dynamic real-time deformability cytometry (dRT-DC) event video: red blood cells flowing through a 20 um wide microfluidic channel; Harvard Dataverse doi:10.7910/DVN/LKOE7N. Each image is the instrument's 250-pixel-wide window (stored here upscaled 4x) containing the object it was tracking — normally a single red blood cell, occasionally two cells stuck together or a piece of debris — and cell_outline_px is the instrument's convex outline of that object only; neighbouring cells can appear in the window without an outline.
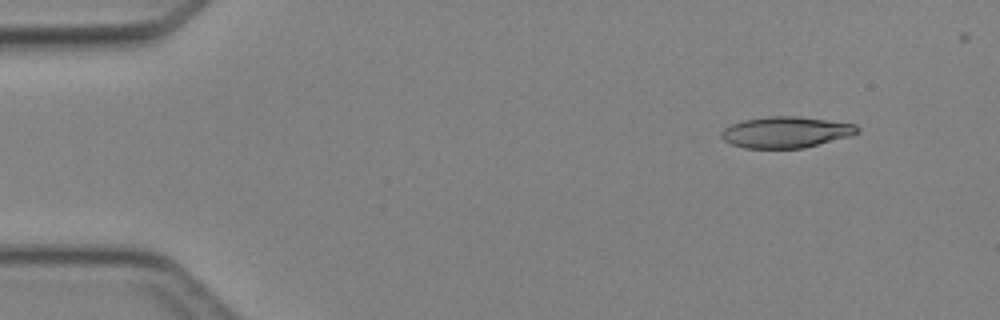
{"species": "Egyptian fruit bat (a non-hibernating species)", "species_latin": "Rousettus aegyptiacus", "temperature_condition": "cold", "stored_images_in_passage": 4, "camera_frame_rate_fps": 3000, "um_per_image_px": 0.085, "animal": {"sex": "female"}, "frame": {"image": 1, "passage_image": 1, "time_ms": 0.0, "image_size_px": [1000, 320], "cell_outline_px": [[860, 132], [852, 136], [804, 148], [744, 148], [732, 144], [724, 140], [720, 136], [720, 132], [724, 128], [732, 124], [744, 120], [768, 116], [800, 116], [856, 124], [860, 128]], "centroid_in_image_um": [66.84, 11.23], "position_along_channel_um": 18.2, "area_um2": 24.91}}
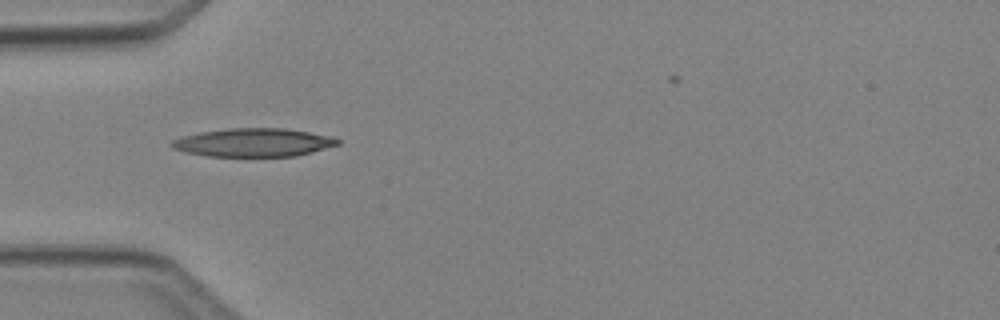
{"frame": {"image": 2, "passage_image": 3, "time_ms": 3.333, "image_size_px": [1000, 320], "cell_outline_px": [[340, 144], [312, 152], [296, 156], [208, 156], [184, 152], [172, 148], [168, 144], [172, 140], [184, 136], [200, 132], [228, 128], [284, 128], [332, 136], [340, 140]], "centroid_in_image_um": [21.53, 12.11], "position_along_channel_um": 63.5, "area_um2": 27.46}}
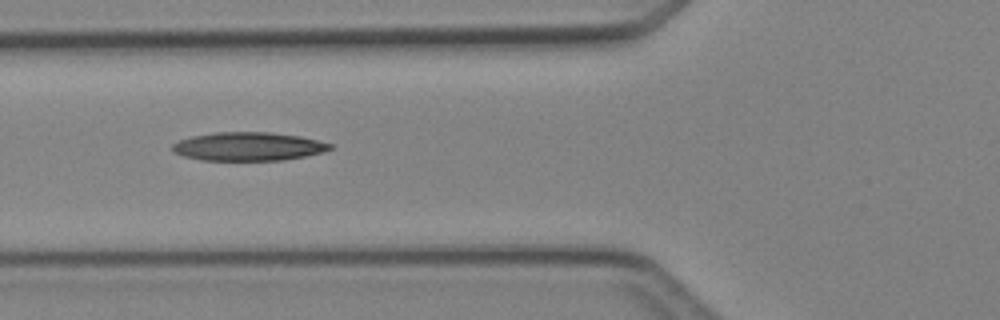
{"frame": {"image": 3, "passage_image": 4, "time_ms": 4.333, "image_size_px": [1000, 320], "cell_outline_px": [[332, 148], [324, 152], [284, 160], [200, 160], [184, 156], [172, 152], [172, 144], [180, 140], [192, 136], [216, 132], [268, 132], [300, 136], [332, 144]], "centroid_in_image_um": [21.09, 12.45], "position_along_channel_um": 104.7, "area_um2": 26.13}}